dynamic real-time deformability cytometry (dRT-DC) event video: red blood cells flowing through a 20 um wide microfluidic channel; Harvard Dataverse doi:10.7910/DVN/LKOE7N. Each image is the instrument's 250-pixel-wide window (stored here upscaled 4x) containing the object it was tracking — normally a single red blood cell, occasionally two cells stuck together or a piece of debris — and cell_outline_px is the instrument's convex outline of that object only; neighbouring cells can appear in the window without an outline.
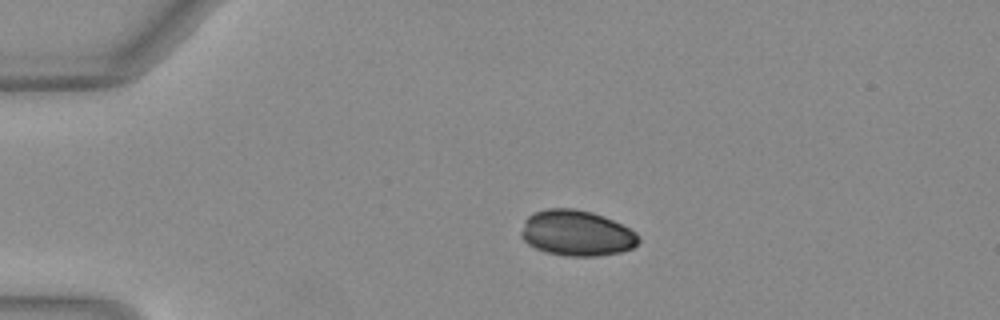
{"species": "Egyptian fruit bat (a non-hibernating species)", "species_latin": "Rousettus aegyptiacus", "temperature_condition": "warm", "stored_images_in_passage": 40, "camera_frame_rate_fps": 3000, "um_per_image_px": 0.085, "animal": {"sex": "female"}, "frame": {"image": 1, "passage_image": 1, "time_ms": 0.0, "image_size_px": [1000, 320], "cell_outline_px": [[640, 240], [632, 248], [620, 252], [596, 256], [568, 256], [548, 252], [536, 248], [528, 244], [520, 236], [520, 232], [524, 220], [532, 212], [544, 208], [572, 208], [592, 212], [604, 216], [636, 232], [640, 236]], "centroid_in_image_um": [48.98, 19.8], "position_along_channel_um": 36.0, "area_um2": 31.33}}
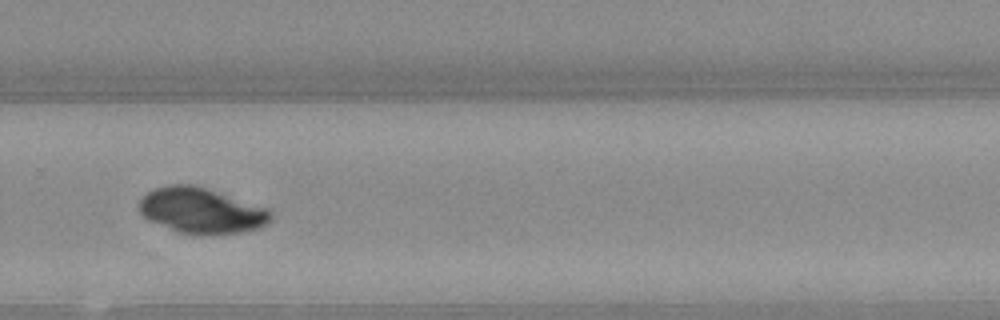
{"frame": {"image": 2, "passage_image": 25, "time_ms": 8.0, "image_size_px": [1000, 320], "cell_outline_px": [[272, 220], [268, 224], [260, 228], [244, 232], [204, 236], [196, 236], [176, 232], [148, 220], [140, 212], [140, 200], [148, 192], [156, 188], [168, 184], [192, 184], [268, 208], [272, 212]], "centroid_in_image_um": [17.14, 17.94], "position_along_channel_um": 312.7, "area_um2": 35.32}}
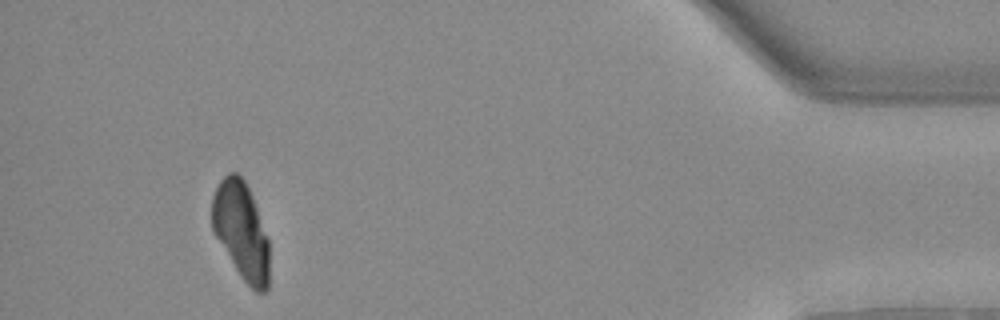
{"frame": {"image": 3, "passage_image": 37, "time_ms": 12.0, "image_size_px": [1000, 320], "cell_outline_px": [[268, 288], [264, 292], [256, 292], [240, 276], [216, 236], [212, 228], [212, 196], [220, 180], [228, 172], [236, 172], [244, 180], [252, 196], [268, 240]], "centroid_in_image_um": [20.49, 19.59], "position_along_channel_um": 414.7, "area_um2": 31.96}}